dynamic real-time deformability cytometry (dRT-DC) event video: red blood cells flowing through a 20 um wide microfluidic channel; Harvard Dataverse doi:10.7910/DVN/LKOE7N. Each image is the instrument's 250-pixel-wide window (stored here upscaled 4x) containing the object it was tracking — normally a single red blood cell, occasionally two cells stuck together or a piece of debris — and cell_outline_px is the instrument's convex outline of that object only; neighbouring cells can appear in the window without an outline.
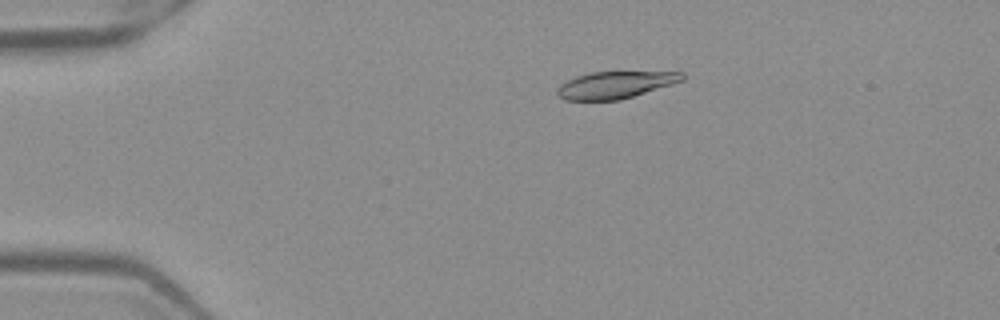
{"species": "Egyptian fruit bat (a non-hibernating species)", "species_latin": "Rousettus aegyptiacus", "temperature_condition": "warm", "stored_images_in_passage": 52, "camera_frame_rate_fps": 3000, "um_per_image_px": 0.085, "frame": {"image": 1, "passage_image": 11, "time_ms": 3.333, "image_size_px": [1000, 320], "cell_outline_px": [[684, 80], [672, 84], [620, 100], [564, 100], [556, 92], [556, 88], [560, 84], [576, 76], [592, 72], [684, 72]], "centroid_in_image_um": [52.28, 7.22], "position_along_channel_um": 32.7, "area_um2": 19.54}}
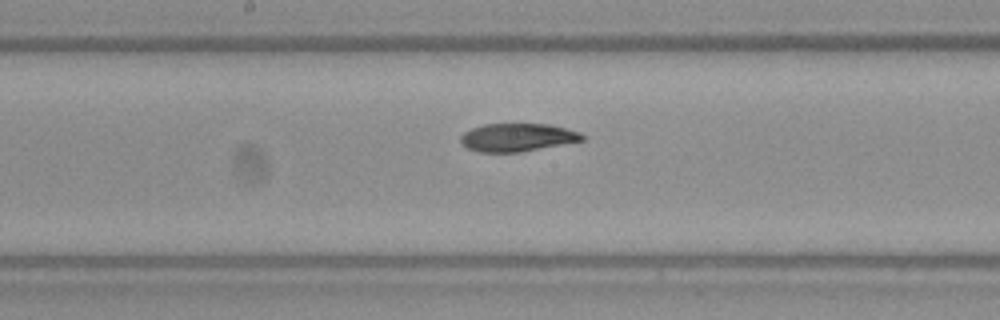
{"frame": {"image": 2, "passage_image": 28, "time_ms": 9.0, "image_size_px": [1000, 320], "cell_outline_px": [[584, 140], [520, 152], [480, 152], [468, 148], [460, 144], [460, 136], [464, 132], [472, 128], [484, 124], [548, 124], [580, 132], [584, 136]], "centroid_in_image_um": [43.94, 11.68], "position_along_channel_um": 204.3, "area_um2": 19.77}}
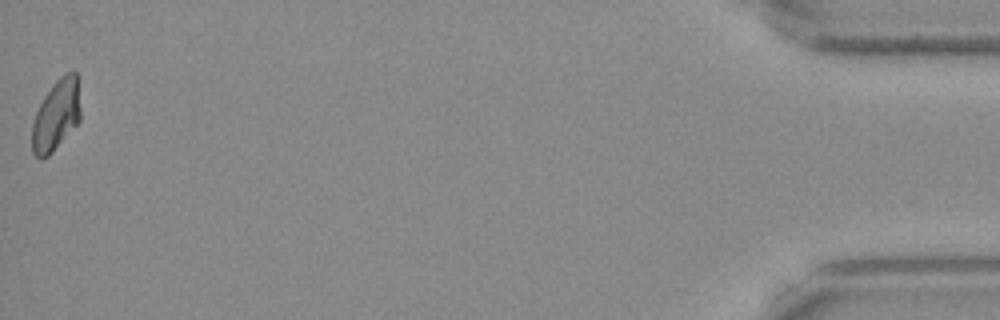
{"frame": {"image": 3, "passage_image": 52, "time_ms": 17.0, "image_size_px": [1000, 320], "cell_outline_px": [[80, 120], [52, 152], [48, 156], [40, 160], [32, 152], [32, 124], [36, 112], [44, 96], [52, 84], [64, 72], [76, 72], [80, 108]], "centroid_in_image_um": [4.76, 9.79], "position_along_channel_um": 430.4, "area_um2": 19.88}, "authors_computed_cell_mechanics": {"area_um2": 20.6635, "velocity_mm_per_s": 3.9856, "shape_relaxation_time_tau1_ms": null, "shape_relaxation_time_tau2_ms": 3.4993, "deformation_change_tau1": null, "deformation_change_tau2": 0.0708}}